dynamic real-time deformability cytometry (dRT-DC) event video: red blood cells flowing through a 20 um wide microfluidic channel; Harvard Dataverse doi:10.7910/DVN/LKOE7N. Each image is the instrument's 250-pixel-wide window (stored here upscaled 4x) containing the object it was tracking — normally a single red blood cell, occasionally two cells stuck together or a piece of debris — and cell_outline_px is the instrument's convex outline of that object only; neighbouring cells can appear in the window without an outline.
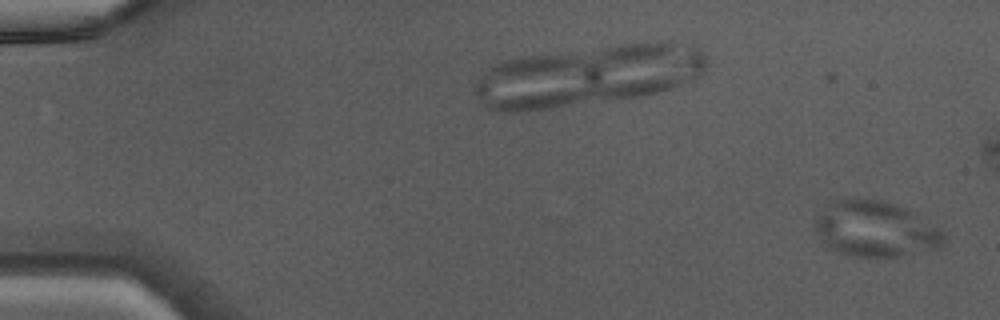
{"species": "Egyptian fruit bat (a non-hibernating species)", "species_latin": "Rousettus aegyptiacus", "temperature_condition": "warm", "stored_images_in_passage": 47, "camera_frame_rate_fps": 3000, "um_per_image_px": 0.085, "animal": {"sex": "male"}, "frame": {"image": 1, "passage_image": 1, "time_ms": 0.0, "image_size_px": [1000, 320], "cell_outline_px": [[944, 244], [936, 248], [896, 256], [856, 256], [840, 252], [828, 248], [816, 228], [816, 216], [828, 204], [836, 200], [852, 196], [860, 196], [884, 200], [904, 208], [940, 228], [944, 232]], "centroid_in_image_um": [74.4, 19.42], "position_along_channel_um": 10.6, "area_um2": 41.44}}